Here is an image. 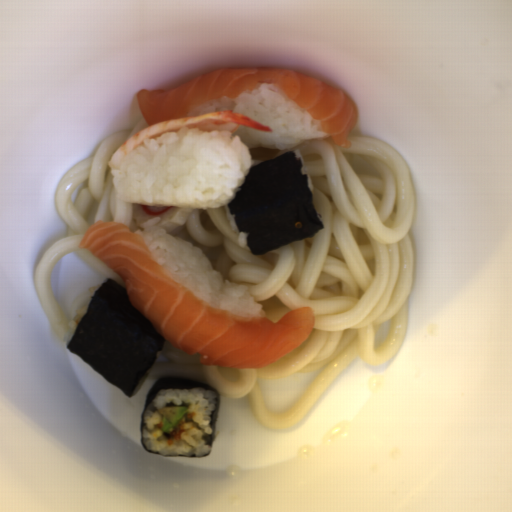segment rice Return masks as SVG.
<instances>
[{"label":"rice","mask_w":512,"mask_h":512,"mask_svg":"<svg viewBox=\"0 0 512 512\" xmlns=\"http://www.w3.org/2000/svg\"><path fill=\"white\" fill-rule=\"evenodd\" d=\"M221 111L242 113L271 129V133L245 126L238 129L235 133L248 150L257 147L288 149L330 137L322 132L312 115L295 104L274 82L260 84L236 98L222 97L201 104L187 116Z\"/></svg>","instance_id":"rice-3"},{"label":"rice","mask_w":512,"mask_h":512,"mask_svg":"<svg viewBox=\"0 0 512 512\" xmlns=\"http://www.w3.org/2000/svg\"><path fill=\"white\" fill-rule=\"evenodd\" d=\"M293 153H295L296 157L300 158V161H301V172H302V174H305L308 188H309L310 192L312 193V191H313V181H312V178H311V176H310V174L308 172V169H307L306 163H305V161L303 159V156L301 154V151H300V149H296Z\"/></svg>","instance_id":"rice-7"},{"label":"rice","mask_w":512,"mask_h":512,"mask_svg":"<svg viewBox=\"0 0 512 512\" xmlns=\"http://www.w3.org/2000/svg\"><path fill=\"white\" fill-rule=\"evenodd\" d=\"M216 404L215 394L204 387L160 390L143 413V445L161 456L204 457L210 453L211 425ZM178 405H186L187 413H193L194 418L184 423L180 440H174L170 445L165 432L156 428V424L160 423L161 408Z\"/></svg>","instance_id":"rice-4"},{"label":"rice","mask_w":512,"mask_h":512,"mask_svg":"<svg viewBox=\"0 0 512 512\" xmlns=\"http://www.w3.org/2000/svg\"><path fill=\"white\" fill-rule=\"evenodd\" d=\"M160 355H161V353H160V351H159V352H158V354H157V357H156V359H155V361H154V363L152 364V366H151V367H150V368H149V369L144 373V375L140 378V380H139V382H138V384H137V386H136V388H135V390H134V392H133L132 396H134L135 394H137V393H138V391L140 390V388L142 387V385L145 383V381L147 380V378H148V376H149L150 372L152 371L153 367L155 366L156 362L158 361V359H159Z\"/></svg>","instance_id":"rice-8"},{"label":"rice","mask_w":512,"mask_h":512,"mask_svg":"<svg viewBox=\"0 0 512 512\" xmlns=\"http://www.w3.org/2000/svg\"><path fill=\"white\" fill-rule=\"evenodd\" d=\"M160 221L161 216L148 220L134 234L142 237L154 260L170 277L213 309L250 319L265 317L249 285L225 280L201 248L167 232Z\"/></svg>","instance_id":"rice-2"},{"label":"rice","mask_w":512,"mask_h":512,"mask_svg":"<svg viewBox=\"0 0 512 512\" xmlns=\"http://www.w3.org/2000/svg\"><path fill=\"white\" fill-rule=\"evenodd\" d=\"M224 209H225V212H226V215L230 221V224L232 226V229L233 231L235 232L236 236H237V239H238V244L239 246L242 248L244 246H248V234L247 232H243V231H239L236 223H235V220L232 216V213H231V210L229 208V205L228 203L223 205Z\"/></svg>","instance_id":"rice-6"},{"label":"rice","mask_w":512,"mask_h":512,"mask_svg":"<svg viewBox=\"0 0 512 512\" xmlns=\"http://www.w3.org/2000/svg\"><path fill=\"white\" fill-rule=\"evenodd\" d=\"M101 285L102 284L92 285L90 288L87 289V291H88L87 301L78 310V312L74 316V318L70 321L68 330H67L66 334L64 335V337L62 339L64 344L67 345V343L72 339V337H73V335H74L78 325L80 324V322L82 321V319L84 318V316L86 314L87 306H88V304L90 302V299H91L92 295L100 288Z\"/></svg>","instance_id":"rice-5"},{"label":"rice","mask_w":512,"mask_h":512,"mask_svg":"<svg viewBox=\"0 0 512 512\" xmlns=\"http://www.w3.org/2000/svg\"><path fill=\"white\" fill-rule=\"evenodd\" d=\"M251 163L236 132L186 128L143 141L112 168V181L131 204L219 209L241 189Z\"/></svg>","instance_id":"rice-1"}]
</instances>
